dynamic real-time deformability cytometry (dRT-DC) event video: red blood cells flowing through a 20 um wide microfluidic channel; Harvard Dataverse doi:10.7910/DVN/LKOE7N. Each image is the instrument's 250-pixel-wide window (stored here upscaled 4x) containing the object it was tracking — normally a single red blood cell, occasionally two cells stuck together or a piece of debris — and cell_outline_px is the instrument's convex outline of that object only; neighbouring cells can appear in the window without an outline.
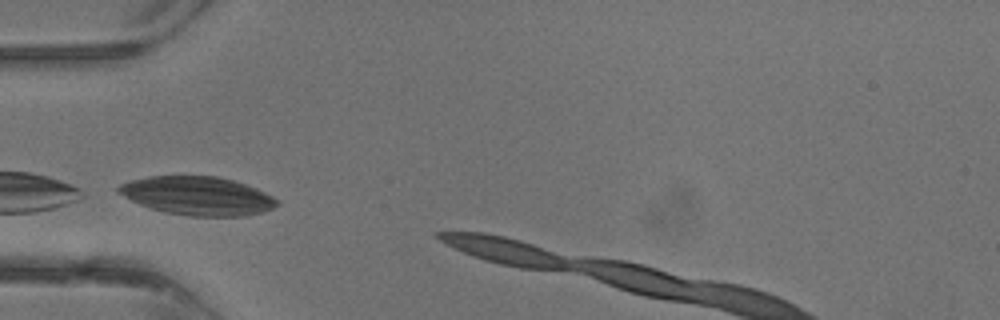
{"species": "common noctule bat (a hibernating species)", "species_latin": "Nyctalus noctula", "temperature_condition": "warm", "stored_images_in_passage": 3, "camera_frame_rate_fps": 3000, "um_per_image_px": 0.085, "animal": {"sex": "male", "body_mass_g": 13.3}, "frame": {"image": 1, "passage_image": 1, "time_ms": 0.0, "image_size_px": [1000, 320], "cell_outline_px": [[280, 204], [272, 208], [248, 216], [188, 216], [164, 212], [148, 208], [116, 192], [116, 188], [120, 184], [132, 180], [148, 176], [216, 176], [232, 180], [256, 188], [280, 200]], "centroid_in_image_um": [16.78, 16.65], "position_along_channel_um": 68.2, "area_um2": 35.6}}